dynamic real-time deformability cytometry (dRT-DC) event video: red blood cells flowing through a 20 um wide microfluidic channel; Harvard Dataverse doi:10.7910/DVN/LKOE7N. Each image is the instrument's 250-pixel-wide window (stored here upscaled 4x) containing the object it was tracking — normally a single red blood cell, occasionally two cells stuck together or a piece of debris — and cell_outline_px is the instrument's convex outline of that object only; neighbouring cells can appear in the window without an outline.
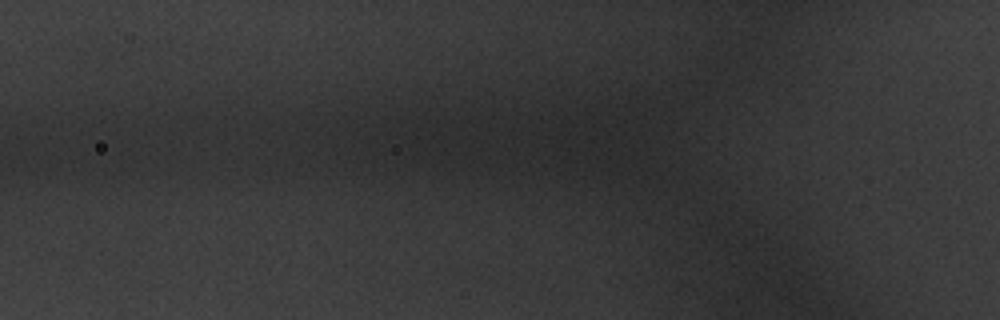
{"species": "common noctule bat (a hibernating species)", "species_latin": "Nyctalus noctula", "temperature_condition": "warm", "stored_images_in_passage": 2, "camera_frame_rate_fps": 3000, "um_per_image_px": 0.085, "animal": {"sex": "male", "body_mass_g": 20.1, "forearm_length_mm": 53.5}, "frame": {"image": 1, "passage_image": 2, "time_ms": 0.333, "image_size_px": [1000, 320], "cell_outline_px": [[616, 164], [600, 172], [584, 176], [564, 160], [568, 152], [604, 128], [612, 128]], "centroid_in_image_um": [50.46, 13.06], "position_along_channel_um": 75.3, "area_um2": 11.27}}